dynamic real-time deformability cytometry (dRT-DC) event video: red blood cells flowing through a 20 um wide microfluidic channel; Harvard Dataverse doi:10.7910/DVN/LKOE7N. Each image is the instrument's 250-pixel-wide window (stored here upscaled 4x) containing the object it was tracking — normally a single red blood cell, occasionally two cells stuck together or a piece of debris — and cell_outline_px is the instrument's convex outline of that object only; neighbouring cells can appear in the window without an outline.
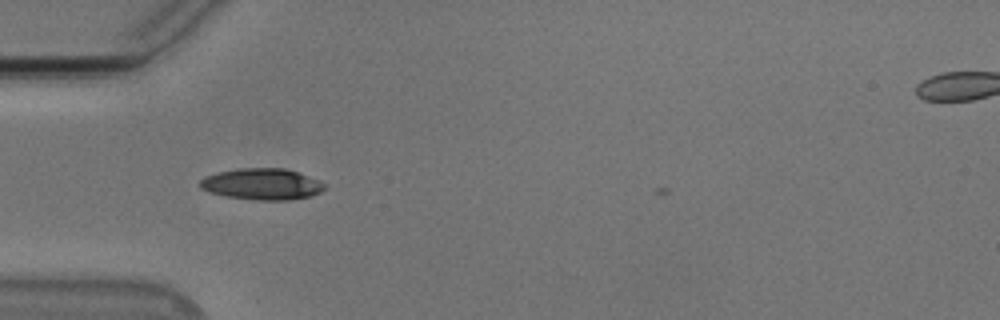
{"species": "Egyptian fruit bat (a non-hibernating species)", "species_latin": "Rousettus aegyptiacus", "temperature_condition": "cold", "stored_images_in_passage": 35, "camera_frame_rate_fps": 3000, "um_per_image_px": 0.085, "animal": {"sex": "male"}, "frame": {"image": 1, "passage_image": 1, "time_ms": 0.0, "image_size_px": [1000, 320], "cell_outline_px": [[324, 188], [320, 192], [312, 196], [292, 200], [256, 200], [224, 196], [208, 192], [200, 188], [200, 180], [204, 176], [236, 168], [284, 168], [320, 180], [324, 184]], "centroid_in_image_um": [22.25, 15.65], "position_along_channel_um": 62.7, "area_um2": 22.83}}
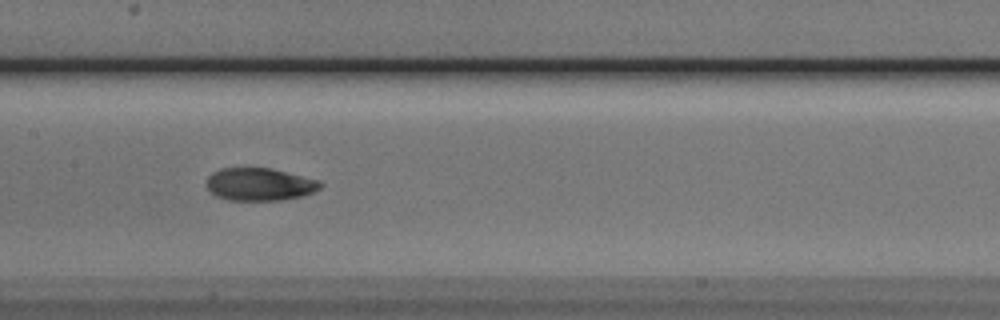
{"frame": {"image": 2, "passage_image": 11, "time_ms": 3.333, "image_size_px": [1000, 320], "cell_outline_px": [[324, 184], [316, 192], [304, 196], [284, 200], [228, 200], [216, 196], [208, 188], [208, 176], [212, 172], [220, 168], [272, 168], [320, 180]], "centroid_in_image_um": [22.13, 15.67], "position_along_channel_um": 185.3, "area_um2": 21.91}}
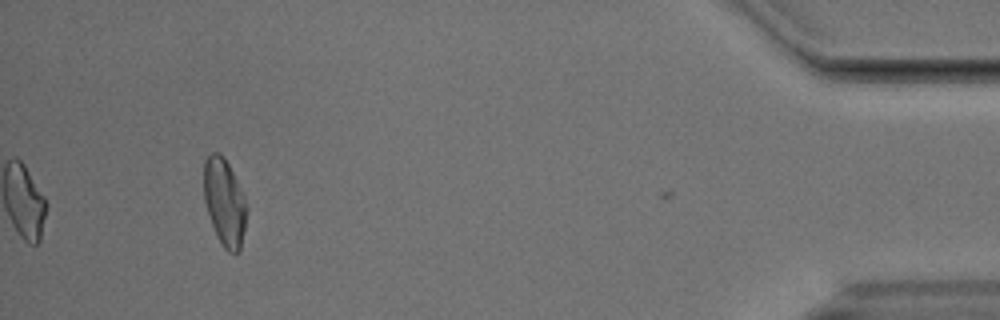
{"frame": {"image": 3, "passage_image": 35, "time_ms": 11.333, "image_size_px": [1000, 320], "cell_outline_px": [[248, 208], [240, 252], [228, 252], [224, 248], [216, 236], [204, 200], [204, 160], [212, 152], [220, 152], [224, 156], [244, 196]], "centroid_in_image_um": [19.08, 17.19], "position_along_channel_um": 416.1, "area_um2": 21.73}, "authors_computed_cell_mechanics": {"area_um2": 21.964, "velocity_mm_per_s": 3.7349, "shape_relaxation_time_tau1_ms": 3.5522, "shape_relaxation_time_tau2_ms": 1.8029, "deformation_change_tau1": 0.1264, "deformation_change_tau2": 0.0563}}